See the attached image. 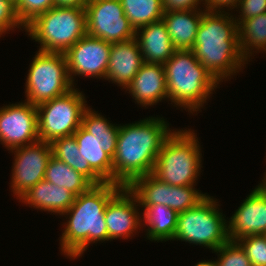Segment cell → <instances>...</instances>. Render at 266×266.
Segmentation results:
<instances>
[{"instance_id": "obj_1", "label": "cell", "mask_w": 266, "mask_h": 266, "mask_svg": "<svg viewBox=\"0 0 266 266\" xmlns=\"http://www.w3.org/2000/svg\"><path fill=\"white\" fill-rule=\"evenodd\" d=\"M173 130L167 119L158 115L120 124L112 158L113 183L128 187L137 177L152 173L162 145Z\"/></svg>"}, {"instance_id": "obj_2", "label": "cell", "mask_w": 266, "mask_h": 266, "mask_svg": "<svg viewBox=\"0 0 266 266\" xmlns=\"http://www.w3.org/2000/svg\"><path fill=\"white\" fill-rule=\"evenodd\" d=\"M120 184L104 182L92 185L75 197L74 203L62 215L61 253L68 259L82 257L92 243L108 241L105 208L108 201L122 188Z\"/></svg>"}, {"instance_id": "obj_3", "label": "cell", "mask_w": 266, "mask_h": 266, "mask_svg": "<svg viewBox=\"0 0 266 266\" xmlns=\"http://www.w3.org/2000/svg\"><path fill=\"white\" fill-rule=\"evenodd\" d=\"M232 13L204 9L192 48L198 61L220 85L248 64L240 50L238 23Z\"/></svg>"}, {"instance_id": "obj_4", "label": "cell", "mask_w": 266, "mask_h": 266, "mask_svg": "<svg viewBox=\"0 0 266 266\" xmlns=\"http://www.w3.org/2000/svg\"><path fill=\"white\" fill-rule=\"evenodd\" d=\"M163 65L170 104L177 109L183 108L189 115L201 112L211 100V95L220 88V83L198 61L192 50H175Z\"/></svg>"}, {"instance_id": "obj_5", "label": "cell", "mask_w": 266, "mask_h": 266, "mask_svg": "<svg viewBox=\"0 0 266 266\" xmlns=\"http://www.w3.org/2000/svg\"><path fill=\"white\" fill-rule=\"evenodd\" d=\"M198 140L193 129L175 128L163 143L152 174L172 186H196L203 168Z\"/></svg>"}, {"instance_id": "obj_6", "label": "cell", "mask_w": 266, "mask_h": 266, "mask_svg": "<svg viewBox=\"0 0 266 266\" xmlns=\"http://www.w3.org/2000/svg\"><path fill=\"white\" fill-rule=\"evenodd\" d=\"M25 32L40 44L38 51L65 53L87 34L85 8L54 6L31 21Z\"/></svg>"}, {"instance_id": "obj_7", "label": "cell", "mask_w": 266, "mask_h": 266, "mask_svg": "<svg viewBox=\"0 0 266 266\" xmlns=\"http://www.w3.org/2000/svg\"><path fill=\"white\" fill-rule=\"evenodd\" d=\"M218 200L209 194L196 206L178 214L173 241H181L205 249H218L229 240L227 217Z\"/></svg>"}, {"instance_id": "obj_8", "label": "cell", "mask_w": 266, "mask_h": 266, "mask_svg": "<svg viewBox=\"0 0 266 266\" xmlns=\"http://www.w3.org/2000/svg\"><path fill=\"white\" fill-rule=\"evenodd\" d=\"M31 61L25 79V101L37 106L74 88L64 53L37 51Z\"/></svg>"}, {"instance_id": "obj_9", "label": "cell", "mask_w": 266, "mask_h": 266, "mask_svg": "<svg viewBox=\"0 0 266 266\" xmlns=\"http://www.w3.org/2000/svg\"><path fill=\"white\" fill-rule=\"evenodd\" d=\"M82 92L74 87L65 95L36 106L40 141L51 143L78 130L83 113L89 107Z\"/></svg>"}, {"instance_id": "obj_10", "label": "cell", "mask_w": 266, "mask_h": 266, "mask_svg": "<svg viewBox=\"0 0 266 266\" xmlns=\"http://www.w3.org/2000/svg\"><path fill=\"white\" fill-rule=\"evenodd\" d=\"M195 187L172 186L160 181L152 173L137 177L128 186L137 197L140 207L163 204L178 213L191 209L208 195Z\"/></svg>"}, {"instance_id": "obj_11", "label": "cell", "mask_w": 266, "mask_h": 266, "mask_svg": "<svg viewBox=\"0 0 266 266\" xmlns=\"http://www.w3.org/2000/svg\"><path fill=\"white\" fill-rule=\"evenodd\" d=\"M85 12L87 35L111 44L135 38L119 0H90Z\"/></svg>"}, {"instance_id": "obj_12", "label": "cell", "mask_w": 266, "mask_h": 266, "mask_svg": "<svg viewBox=\"0 0 266 266\" xmlns=\"http://www.w3.org/2000/svg\"><path fill=\"white\" fill-rule=\"evenodd\" d=\"M9 152L14 155L9 187L14 197L19 200L31 187L44 180L46 166L52 156V148L50 143L38 141Z\"/></svg>"}, {"instance_id": "obj_13", "label": "cell", "mask_w": 266, "mask_h": 266, "mask_svg": "<svg viewBox=\"0 0 266 266\" xmlns=\"http://www.w3.org/2000/svg\"><path fill=\"white\" fill-rule=\"evenodd\" d=\"M40 141L37 107L21 100L0 107V144L8 151Z\"/></svg>"}, {"instance_id": "obj_14", "label": "cell", "mask_w": 266, "mask_h": 266, "mask_svg": "<svg viewBox=\"0 0 266 266\" xmlns=\"http://www.w3.org/2000/svg\"><path fill=\"white\" fill-rule=\"evenodd\" d=\"M110 48L111 43L86 34L64 53L68 76L74 87H77V76L105 80Z\"/></svg>"}, {"instance_id": "obj_15", "label": "cell", "mask_w": 266, "mask_h": 266, "mask_svg": "<svg viewBox=\"0 0 266 266\" xmlns=\"http://www.w3.org/2000/svg\"><path fill=\"white\" fill-rule=\"evenodd\" d=\"M140 204L135 194L122 187L107 203L105 222L108 231V241L115 239L128 240L142 231ZM140 210V211H139ZM139 230V231H138Z\"/></svg>"}, {"instance_id": "obj_16", "label": "cell", "mask_w": 266, "mask_h": 266, "mask_svg": "<svg viewBox=\"0 0 266 266\" xmlns=\"http://www.w3.org/2000/svg\"><path fill=\"white\" fill-rule=\"evenodd\" d=\"M228 237L237 241L250 235L266 233V189L258 183L230 218H227Z\"/></svg>"}, {"instance_id": "obj_17", "label": "cell", "mask_w": 266, "mask_h": 266, "mask_svg": "<svg viewBox=\"0 0 266 266\" xmlns=\"http://www.w3.org/2000/svg\"><path fill=\"white\" fill-rule=\"evenodd\" d=\"M135 100V104L147 109L163 100L169 101L167 81L163 64L147 63L141 66L137 74L124 89ZM129 91V92H128Z\"/></svg>"}, {"instance_id": "obj_18", "label": "cell", "mask_w": 266, "mask_h": 266, "mask_svg": "<svg viewBox=\"0 0 266 266\" xmlns=\"http://www.w3.org/2000/svg\"><path fill=\"white\" fill-rule=\"evenodd\" d=\"M143 64L144 59L136 38L112 43L105 80L124 90Z\"/></svg>"}, {"instance_id": "obj_19", "label": "cell", "mask_w": 266, "mask_h": 266, "mask_svg": "<svg viewBox=\"0 0 266 266\" xmlns=\"http://www.w3.org/2000/svg\"><path fill=\"white\" fill-rule=\"evenodd\" d=\"M75 195L64 187L41 180L31 187L20 199L24 205L40 211L62 216L74 203Z\"/></svg>"}, {"instance_id": "obj_20", "label": "cell", "mask_w": 266, "mask_h": 266, "mask_svg": "<svg viewBox=\"0 0 266 266\" xmlns=\"http://www.w3.org/2000/svg\"><path fill=\"white\" fill-rule=\"evenodd\" d=\"M135 38L147 63L164 64L175 51L163 20L138 28Z\"/></svg>"}, {"instance_id": "obj_21", "label": "cell", "mask_w": 266, "mask_h": 266, "mask_svg": "<svg viewBox=\"0 0 266 266\" xmlns=\"http://www.w3.org/2000/svg\"><path fill=\"white\" fill-rule=\"evenodd\" d=\"M203 14L204 9L164 12L162 20L175 50H192Z\"/></svg>"}, {"instance_id": "obj_22", "label": "cell", "mask_w": 266, "mask_h": 266, "mask_svg": "<svg viewBox=\"0 0 266 266\" xmlns=\"http://www.w3.org/2000/svg\"><path fill=\"white\" fill-rule=\"evenodd\" d=\"M140 208L146 239L152 242L173 241L179 213L163 204Z\"/></svg>"}, {"instance_id": "obj_23", "label": "cell", "mask_w": 266, "mask_h": 266, "mask_svg": "<svg viewBox=\"0 0 266 266\" xmlns=\"http://www.w3.org/2000/svg\"><path fill=\"white\" fill-rule=\"evenodd\" d=\"M77 140L80 154L90 167L105 181L113 183L112 158L101 149L100 141L82 126L73 134Z\"/></svg>"}, {"instance_id": "obj_24", "label": "cell", "mask_w": 266, "mask_h": 266, "mask_svg": "<svg viewBox=\"0 0 266 266\" xmlns=\"http://www.w3.org/2000/svg\"><path fill=\"white\" fill-rule=\"evenodd\" d=\"M50 145L52 148V156L65 162L78 173H81L93 185L105 182L80 154L78 143L74 135L55 139Z\"/></svg>"}, {"instance_id": "obj_25", "label": "cell", "mask_w": 266, "mask_h": 266, "mask_svg": "<svg viewBox=\"0 0 266 266\" xmlns=\"http://www.w3.org/2000/svg\"><path fill=\"white\" fill-rule=\"evenodd\" d=\"M240 50L247 62L253 54L266 51V13L242 20L238 24Z\"/></svg>"}, {"instance_id": "obj_26", "label": "cell", "mask_w": 266, "mask_h": 266, "mask_svg": "<svg viewBox=\"0 0 266 266\" xmlns=\"http://www.w3.org/2000/svg\"><path fill=\"white\" fill-rule=\"evenodd\" d=\"M89 106L83 113L81 126L100 141L101 149L114 157L120 124L111 123L110 120Z\"/></svg>"}, {"instance_id": "obj_27", "label": "cell", "mask_w": 266, "mask_h": 266, "mask_svg": "<svg viewBox=\"0 0 266 266\" xmlns=\"http://www.w3.org/2000/svg\"><path fill=\"white\" fill-rule=\"evenodd\" d=\"M44 180L64 187L75 196L87 191L93 184L65 162L51 156L48 160Z\"/></svg>"}, {"instance_id": "obj_28", "label": "cell", "mask_w": 266, "mask_h": 266, "mask_svg": "<svg viewBox=\"0 0 266 266\" xmlns=\"http://www.w3.org/2000/svg\"><path fill=\"white\" fill-rule=\"evenodd\" d=\"M130 25L138 28L162 20V0H119Z\"/></svg>"}, {"instance_id": "obj_29", "label": "cell", "mask_w": 266, "mask_h": 266, "mask_svg": "<svg viewBox=\"0 0 266 266\" xmlns=\"http://www.w3.org/2000/svg\"><path fill=\"white\" fill-rule=\"evenodd\" d=\"M212 253L217 256L218 266H252L245 251L237 241L228 240Z\"/></svg>"}, {"instance_id": "obj_30", "label": "cell", "mask_w": 266, "mask_h": 266, "mask_svg": "<svg viewBox=\"0 0 266 266\" xmlns=\"http://www.w3.org/2000/svg\"><path fill=\"white\" fill-rule=\"evenodd\" d=\"M237 242L243 248L252 266H266V236L250 235L239 238Z\"/></svg>"}, {"instance_id": "obj_31", "label": "cell", "mask_w": 266, "mask_h": 266, "mask_svg": "<svg viewBox=\"0 0 266 266\" xmlns=\"http://www.w3.org/2000/svg\"><path fill=\"white\" fill-rule=\"evenodd\" d=\"M54 6V0H18L16 2L18 16L25 26Z\"/></svg>"}, {"instance_id": "obj_32", "label": "cell", "mask_w": 266, "mask_h": 266, "mask_svg": "<svg viewBox=\"0 0 266 266\" xmlns=\"http://www.w3.org/2000/svg\"><path fill=\"white\" fill-rule=\"evenodd\" d=\"M16 28L26 30L18 16L16 3L13 0H0V38L10 34V31H16Z\"/></svg>"}, {"instance_id": "obj_33", "label": "cell", "mask_w": 266, "mask_h": 266, "mask_svg": "<svg viewBox=\"0 0 266 266\" xmlns=\"http://www.w3.org/2000/svg\"><path fill=\"white\" fill-rule=\"evenodd\" d=\"M236 9L234 13L237 11L239 14H234V18L239 24L242 20L266 13V0H240Z\"/></svg>"}, {"instance_id": "obj_34", "label": "cell", "mask_w": 266, "mask_h": 266, "mask_svg": "<svg viewBox=\"0 0 266 266\" xmlns=\"http://www.w3.org/2000/svg\"><path fill=\"white\" fill-rule=\"evenodd\" d=\"M162 2L165 12L204 8L203 0H162Z\"/></svg>"}, {"instance_id": "obj_35", "label": "cell", "mask_w": 266, "mask_h": 266, "mask_svg": "<svg viewBox=\"0 0 266 266\" xmlns=\"http://www.w3.org/2000/svg\"><path fill=\"white\" fill-rule=\"evenodd\" d=\"M240 0H203L207 11L230 12L235 10Z\"/></svg>"}, {"instance_id": "obj_36", "label": "cell", "mask_w": 266, "mask_h": 266, "mask_svg": "<svg viewBox=\"0 0 266 266\" xmlns=\"http://www.w3.org/2000/svg\"><path fill=\"white\" fill-rule=\"evenodd\" d=\"M55 6L85 8L90 0H54Z\"/></svg>"}, {"instance_id": "obj_37", "label": "cell", "mask_w": 266, "mask_h": 266, "mask_svg": "<svg viewBox=\"0 0 266 266\" xmlns=\"http://www.w3.org/2000/svg\"><path fill=\"white\" fill-rule=\"evenodd\" d=\"M212 260H205L204 259L202 261L197 262L194 266H218L217 259L215 258V260L214 259H212Z\"/></svg>"}, {"instance_id": "obj_38", "label": "cell", "mask_w": 266, "mask_h": 266, "mask_svg": "<svg viewBox=\"0 0 266 266\" xmlns=\"http://www.w3.org/2000/svg\"><path fill=\"white\" fill-rule=\"evenodd\" d=\"M259 184L266 189V172L264 173L263 179Z\"/></svg>"}]
</instances>
